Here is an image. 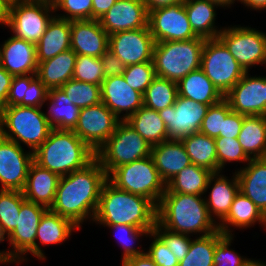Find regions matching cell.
<instances>
[{
	"label": "cell",
	"instance_id": "6da1fadb",
	"mask_svg": "<svg viewBox=\"0 0 266 266\" xmlns=\"http://www.w3.org/2000/svg\"><path fill=\"white\" fill-rule=\"evenodd\" d=\"M108 175L95 158L85 168L61 176L50 208L71 220L81 230L92 224L101 190Z\"/></svg>",
	"mask_w": 266,
	"mask_h": 266
},
{
	"label": "cell",
	"instance_id": "7a4b0ae2",
	"mask_svg": "<svg viewBox=\"0 0 266 266\" xmlns=\"http://www.w3.org/2000/svg\"><path fill=\"white\" fill-rule=\"evenodd\" d=\"M157 206L148 198L121 190L107 180L101 190L92 226L125 224L153 232Z\"/></svg>",
	"mask_w": 266,
	"mask_h": 266
},
{
	"label": "cell",
	"instance_id": "3957f363",
	"mask_svg": "<svg viewBox=\"0 0 266 266\" xmlns=\"http://www.w3.org/2000/svg\"><path fill=\"white\" fill-rule=\"evenodd\" d=\"M157 222L172 232L192 237L206 236L218 230L203 195L164 193L157 206Z\"/></svg>",
	"mask_w": 266,
	"mask_h": 266
},
{
	"label": "cell",
	"instance_id": "277c9868",
	"mask_svg": "<svg viewBox=\"0 0 266 266\" xmlns=\"http://www.w3.org/2000/svg\"><path fill=\"white\" fill-rule=\"evenodd\" d=\"M95 158L96 153L73 130L53 129L33 152L36 164L60 177L85 168Z\"/></svg>",
	"mask_w": 266,
	"mask_h": 266
},
{
	"label": "cell",
	"instance_id": "5b68a950",
	"mask_svg": "<svg viewBox=\"0 0 266 266\" xmlns=\"http://www.w3.org/2000/svg\"><path fill=\"white\" fill-rule=\"evenodd\" d=\"M52 130L42 107L13 105L0 111V135L32 152Z\"/></svg>",
	"mask_w": 266,
	"mask_h": 266
},
{
	"label": "cell",
	"instance_id": "8992f818",
	"mask_svg": "<svg viewBox=\"0 0 266 266\" xmlns=\"http://www.w3.org/2000/svg\"><path fill=\"white\" fill-rule=\"evenodd\" d=\"M205 41L196 37L184 41L155 42L152 61L156 76L178 82L199 69Z\"/></svg>",
	"mask_w": 266,
	"mask_h": 266
},
{
	"label": "cell",
	"instance_id": "52a82bcc",
	"mask_svg": "<svg viewBox=\"0 0 266 266\" xmlns=\"http://www.w3.org/2000/svg\"><path fill=\"white\" fill-rule=\"evenodd\" d=\"M46 210V207L28 200L21 204L17 226L8 235V247L5 245L4 249H0V265L21 266L29 263L30 257L35 258L37 229Z\"/></svg>",
	"mask_w": 266,
	"mask_h": 266
},
{
	"label": "cell",
	"instance_id": "ba28073f",
	"mask_svg": "<svg viewBox=\"0 0 266 266\" xmlns=\"http://www.w3.org/2000/svg\"><path fill=\"white\" fill-rule=\"evenodd\" d=\"M218 38L246 72L258 67L261 68L258 70L264 68L263 72H266V31L255 28L250 23H227Z\"/></svg>",
	"mask_w": 266,
	"mask_h": 266
},
{
	"label": "cell",
	"instance_id": "9c48e42d",
	"mask_svg": "<svg viewBox=\"0 0 266 266\" xmlns=\"http://www.w3.org/2000/svg\"><path fill=\"white\" fill-rule=\"evenodd\" d=\"M108 180L121 190L150 199L156 206L166 191L151 155L116 167Z\"/></svg>",
	"mask_w": 266,
	"mask_h": 266
},
{
	"label": "cell",
	"instance_id": "30bf717a",
	"mask_svg": "<svg viewBox=\"0 0 266 266\" xmlns=\"http://www.w3.org/2000/svg\"><path fill=\"white\" fill-rule=\"evenodd\" d=\"M152 146L126 121H120L114 133L96 152V159L109 175L116 167L151 155Z\"/></svg>",
	"mask_w": 266,
	"mask_h": 266
},
{
	"label": "cell",
	"instance_id": "8fae6325",
	"mask_svg": "<svg viewBox=\"0 0 266 266\" xmlns=\"http://www.w3.org/2000/svg\"><path fill=\"white\" fill-rule=\"evenodd\" d=\"M54 16V7L38 0H11L5 30L37 44Z\"/></svg>",
	"mask_w": 266,
	"mask_h": 266
},
{
	"label": "cell",
	"instance_id": "7c38bea8",
	"mask_svg": "<svg viewBox=\"0 0 266 266\" xmlns=\"http://www.w3.org/2000/svg\"><path fill=\"white\" fill-rule=\"evenodd\" d=\"M200 68L223 96L246 73L219 38L206 39Z\"/></svg>",
	"mask_w": 266,
	"mask_h": 266
},
{
	"label": "cell",
	"instance_id": "4fadbf2b",
	"mask_svg": "<svg viewBox=\"0 0 266 266\" xmlns=\"http://www.w3.org/2000/svg\"><path fill=\"white\" fill-rule=\"evenodd\" d=\"M210 106L178 95L174 105L158 111L167 127L168 139L182 140L199 132Z\"/></svg>",
	"mask_w": 266,
	"mask_h": 266
},
{
	"label": "cell",
	"instance_id": "5bb4252c",
	"mask_svg": "<svg viewBox=\"0 0 266 266\" xmlns=\"http://www.w3.org/2000/svg\"><path fill=\"white\" fill-rule=\"evenodd\" d=\"M148 26L155 42L184 41L198 37L191 28L183 2L150 10Z\"/></svg>",
	"mask_w": 266,
	"mask_h": 266
},
{
	"label": "cell",
	"instance_id": "9a60e30c",
	"mask_svg": "<svg viewBox=\"0 0 266 266\" xmlns=\"http://www.w3.org/2000/svg\"><path fill=\"white\" fill-rule=\"evenodd\" d=\"M253 71L246 72L224 99L231 110L239 114L266 116V75L262 71L258 72L259 75L255 74L257 71Z\"/></svg>",
	"mask_w": 266,
	"mask_h": 266
},
{
	"label": "cell",
	"instance_id": "2e32d148",
	"mask_svg": "<svg viewBox=\"0 0 266 266\" xmlns=\"http://www.w3.org/2000/svg\"><path fill=\"white\" fill-rule=\"evenodd\" d=\"M121 120L102 102L80 110L73 132L95 153L114 133Z\"/></svg>",
	"mask_w": 266,
	"mask_h": 266
},
{
	"label": "cell",
	"instance_id": "e0dca14e",
	"mask_svg": "<svg viewBox=\"0 0 266 266\" xmlns=\"http://www.w3.org/2000/svg\"><path fill=\"white\" fill-rule=\"evenodd\" d=\"M33 152L0 135V190L22 191Z\"/></svg>",
	"mask_w": 266,
	"mask_h": 266
},
{
	"label": "cell",
	"instance_id": "ac0fdd59",
	"mask_svg": "<svg viewBox=\"0 0 266 266\" xmlns=\"http://www.w3.org/2000/svg\"><path fill=\"white\" fill-rule=\"evenodd\" d=\"M154 45L155 41L150 33L149 26L109 35V50L125 66L153 62Z\"/></svg>",
	"mask_w": 266,
	"mask_h": 266
},
{
	"label": "cell",
	"instance_id": "d6986e66",
	"mask_svg": "<svg viewBox=\"0 0 266 266\" xmlns=\"http://www.w3.org/2000/svg\"><path fill=\"white\" fill-rule=\"evenodd\" d=\"M101 99L121 121H126L143 106V94L131 88L123 75L110 76L103 80Z\"/></svg>",
	"mask_w": 266,
	"mask_h": 266
},
{
	"label": "cell",
	"instance_id": "ffe728a7",
	"mask_svg": "<svg viewBox=\"0 0 266 266\" xmlns=\"http://www.w3.org/2000/svg\"><path fill=\"white\" fill-rule=\"evenodd\" d=\"M225 171L213 173L204 194L210 217L218 225L229 213L234 197L239 192V181L236 172L231 171L229 177Z\"/></svg>",
	"mask_w": 266,
	"mask_h": 266
},
{
	"label": "cell",
	"instance_id": "44dd1931",
	"mask_svg": "<svg viewBox=\"0 0 266 266\" xmlns=\"http://www.w3.org/2000/svg\"><path fill=\"white\" fill-rule=\"evenodd\" d=\"M148 17L149 11L143 0H117L98 20L108 35H112L145 28L148 26Z\"/></svg>",
	"mask_w": 266,
	"mask_h": 266
},
{
	"label": "cell",
	"instance_id": "7402d4cb",
	"mask_svg": "<svg viewBox=\"0 0 266 266\" xmlns=\"http://www.w3.org/2000/svg\"><path fill=\"white\" fill-rule=\"evenodd\" d=\"M78 231H81V229L71 220L61 217L58 213L47 209L41 217L37 229L35 241L36 260L45 263L48 260L45 249L54 245L62 246L66 241V243H68L74 233H77Z\"/></svg>",
	"mask_w": 266,
	"mask_h": 266
},
{
	"label": "cell",
	"instance_id": "603a6c76",
	"mask_svg": "<svg viewBox=\"0 0 266 266\" xmlns=\"http://www.w3.org/2000/svg\"><path fill=\"white\" fill-rule=\"evenodd\" d=\"M9 34L0 42V65L13 76L36 74V44Z\"/></svg>",
	"mask_w": 266,
	"mask_h": 266
},
{
	"label": "cell",
	"instance_id": "cb8c5ba5",
	"mask_svg": "<svg viewBox=\"0 0 266 266\" xmlns=\"http://www.w3.org/2000/svg\"><path fill=\"white\" fill-rule=\"evenodd\" d=\"M71 49L77 55L100 58L109 49V35L99 20L71 21Z\"/></svg>",
	"mask_w": 266,
	"mask_h": 266
},
{
	"label": "cell",
	"instance_id": "d4e9b609",
	"mask_svg": "<svg viewBox=\"0 0 266 266\" xmlns=\"http://www.w3.org/2000/svg\"><path fill=\"white\" fill-rule=\"evenodd\" d=\"M257 225L266 232V216L247 196L239 191L234 197L229 213L218 224V229L225 235H235L239 229L242 234V231L256 228Z\"/></svg>",
	"mask_w": 266,
	"mask_h": 266
},
{
	"label": "cell",
	"instance_id": "484cf974",
	"mask_svg": "<svg viewBox=\"0 0 266 266\" xmlns=\"http://www.w3.org/2000/svg\"><path fill=\"white\" fill-rule=\"evenodd\" d=\"M59 180V175L33 161L22 190L24 198L50 209L55 199Z\"/></svg>",
	"mask_w": 266,
	"mask_h": 266
},
{
	"label": "cell",
	"instance_id": "4316f807",
	"mask_svg": "<svg viewBox=\"0 0 266 266\" xmlns=\"http://www.w3.org/2000/svg\"><path fill=\"white\" fill-rule=\"evenodd\" d=\"M185 10L193 32L204 39L218 38L225 25L218 24V10H224L218 3L210 0H185Z\"/></svg>",
	"mask_w": 266,
	"mask_h": 266
},
{
	"label": "cell",
	"instance_id": "83f0119b",
	"mask_svg": "<svg viewBox=\"0 0 266 266\" xmlns=\"http://www.w3.org/2000/svg\"><path fill=\"white\" fill-rule=\"evenodd\" d=\"M151 157L166 184L183 168L192 164L181 140L168 139L152 146Z\"/></svg>",
	"mask_w": 266,
	"mask_h": 266
},
{
	"label": "cell",
	"instance_id": "f1b7e54d",
	"mask_svg": "<svg viewBox=\"0 0 266 266\" xmlns=\"http://www.w3.org/2000/svg\"><path fill=\"white\" fill-rule=\"evenodd\" d=\"M42 109L50 126L59 130H74L81 110L71 103L61 88L48 90Z\"/></svg>",
	"mask_w": 266,
	"mask_h": 266
},
{
	"label": "cell",
	"instance_id": "f546056e",
	"mask_svg": "<svg viewBox=\"0 0 266 266\" xmlns=\"http://www.w3.org/2000/svg\"><path fill=\"white\" fill-rule=\"evenodd\" d=\"M239 191L247 196L266 216V158L251 159L236 171Z\"/></svg>",
	"mask_w": 266,
	"mask_h": 266
},
{
	"label": "cell",
	"instance_id": "4dcf8cb0",
	"mask_svg": "<svg viewBox=\"0 0 266 266\" xmlns=\"http://www.w3.org/2000/svg\"><path fill=\"white\" fill-rule=\"evenodd\" d=\"M71 49V21L54 16L36 44L37 62L49 60Z\"/></svg>",
	"mask_w": 266,
	"mask_h": 266
},
{
	"label": "cell",
	"instance_id": "1f68e13d",
	"mask_svg": "<svg viewBox=\"0 0 266 266\" xmlns=\"http://www.w3.org/2000/svg\"><path fill=\"white\" fill-rule=\"evenodd\" d=\"M77 54L72 50H66L44 62H38L37 77L50 90L61 88L70 79H73Z\"/></svg>",
	"mask_w": 266,
	"mask_h": 266
},
{
	"label": "cell",
	"instance_id": "d6a6232c",
	"mask_svg": "<svg viewBox=\"0 0 266 266\" xmlns=\"http://www.w3.org/2000/svg\"><path fill=\"white\" fill-rule=\"evenodd\" d=\"M177 90L179 96L207 105L217 104L224 98L201 68L179 80Z\"/></svg>",
	"mask_w": 266,
	"mask_h": 266
},
{
	"label": "cell",
	"instance_id": "836d02e7",
	"mask_svg": "<svg viewBox=\"0 0 266 266\" xmlns=\"http://www.w3.org/2000/svg\"><path fill=\"white\" fill-rule=\"evenodd\" d=\"M250 159L266 158V116H245L237 137Z\"/></svg>",
	"mask_w": 266,
	"mask_h": 266
},
{
	"label": "cell",
	"instance_id": "e575fe53",
	"mask_svg": "<svg viewBox=\"0 0 266 266\" xmlns=\"http://www.w3.org/2000/svg\"><path fill=\"white\" fill-rule=\"evenodd\" d=\"M95 226L99 228L103 227L106 229V232L109 230V233L113 234L115 244L121 249L120 262L145 253L146 248L144 243H146L145 241H147V237L151 233L149 230L125 224Z\"/></svg>",
	"mask_w": 266,
	"mask_h": 266
},
{
	"label": "cell",
	"instance_id": "d590c367",
	"mask_svg": "<svg viewBox=\"0 0 266 266\" xmlns=\"http://www.w3.org/2000/svg\"><path fill=\"white\" fill-rule=\"evenodd\" d=\"M126 122L151 146L168 140L167 127L156 110L143 105Z\"/></svg>",
	"mask_w": 266,
	"mask_h": 266
},
{
	"label": "cell",
	"instance_id": "8d00e7d4",
	"mask_svg": "<svg viewBox=\"0 0 266 266\" xmlns=\"http://www.w3.org/2000/svg\"><path fill=\"white\" fill-rule=\"evenodd\" d=\"M181 142L192 164L206 168L213 173L219 172L214 138L197 132L183 138Z\"/></svg>",
	"mask_w": 266,
	"mask_h": 266
},
{
	"label": "cell",
	"instance_id": "74e56055",
	"mask_svg": "<svg viewBox=\"0 0 266 266\" xmlns=\"http://www.w3.org/2000/svg\"><path fill=\"white\" fill-rule=\"evenodd\" d=\"M210 170L191 164L183 168L172 180L166 184L165 193H183L203 195L210 176Z\"/></svg>",
	"mask_w": 266,
	"mask_h": 266
},
{
	"label": "cell",
	"instance_id": "f35d334b",
	"mask_svg": "<svg viewBox=\"0 0 266 266\" xmlns=\"http://www.w3.org/2000/svg\"><path fill=\"white\" fill-rule=\"evenodd\" d=\"M177 82L156 76L143 94V105L159 111L175 104Z\"/></svg>",
	"mask_w": 266,
	"mask_h": 266
},
{
	"label": "cell",
	"instance_id": "ab89813d",
	"mask_svg": "<svg viewBox=\"0 0 266 266\" xmlns=\"http://www.w3.org/2000/svg\"><path fill=\"white\" fill-rule=\"evenodd\" d=\"M218 243V230L206 236L192 237L187 255L178 266H214L213 256Z\"/></svg>",
	"mask_w": 266,
	"mask_h": 266
},
{
	"label": "cell",
	"instance_id": "60d3db41",
	"mask_svg": "<svg viewBox=\"0 0 266 266\" xmlns=\"http://www.w3.org/2000/svg\"><path fill=\"white\" fill-rule=\"evenodd\" d=\"M214 140L216 146L219 172H226L227 169H229V166L230 168H232L231 166H233L234 164V166L236 167H234L232 171L236 172L239 169L244 168L251 160L244 152L237 138L232 139L229 137H216L214 138ZM238 164L240 168L237 167Z\"/></svg>",
	"mask_w": 266,
	"mask_h": 266
},
{
	"label": "cell",
	"instance_id": "b9f144b4",
	"mask_svg": "<svg viewBox=\"0 0 266 266\" xmlns=\"http://www.w3.org/2000/svg\"><path fill=\"white\" fill-rule=\"evenodd\" d=\"M61 89L71 103L80 109L102 102L100 85L70 79Z\"/></svg>",
	"mask_w": 266,
	"mask_h": 266
},
{
	"label": "cell",
	"instance_id": "7bdbcfd3",
	"mask_svg": "<svg viewBox=\"0 0 266 266\" xmlns=\"http://www.w3.org/2000/svg\"><path fill=\"white\" fill-rule=\"evenodd\" d=\"M25 200L22 191L0 190V223L7 235L16 228L20 207Z\"/></svg>",
	"mask_w": 266,
	"mask_h": 266
},
{
	"label": "cell",
	"instance_id": "ee69618b",
	"mask_svg": "<svg viewBox=\"0 0 266 266\" xmlns=\"http://www.w3.org/2000/svg\"><path fill=\"white\" fill-rule=\"evenodd\" d=\"M236 237L237 235H225L218 229V243L213 256L214 266H246L252 259L232 248Z\"/></svg>",
	"mask_w": 266,
	"mask_h": 266
},
{
	"label": "cell",
	"instance_id": "f6af8a7d",
	"mask_svg": "<svg viewBox=\"0 0 266 266\" xmlns=\"http://www.w3.org/2000/svg\"><path fill=\"white\" fill-rule=\"evenodd\" d=\"M73 79L101 86L105 76L100 58L77 55Z\"/></svg>",
	"mask_w": 266,
	"mask_h": 266
},
{
	"label": "cell",
	"instance_id": "bcb514c9",
	"mask_svg": "<svg viewBox=\"0 0 266 266\" xmlns=\"http://www.w3.org/2000/svg\"><path fill=\"white\" fill-rule=\"evenodd\" d=\"M122 75L131 88L142 94L156 77L153 62L126 66Z\"/></svg>",
	"mask_w": 266,
	"mask_h": 266
},
{
	"label": "cell",
	"instance_id": "7dc6e473",
	"mask_svg": "<svg viewBox=\"0 0 266 266\" xmlns=\"http://www.w3.org/2000/svg\"><path fill=\"white\" fill-rule=\"evenodd\" d=\"M230 111V105L224 98L219 103L211 105L202 121L199 132L212 138L220 137L223 121Z\"/></svg>",
	"mask_w": 266,
	"mask_h": 266
},
{
	"label": "cell",
	"instance_id": "c3c4849f",
	"mask_svg": "<svg viewBox=\"0 0 266 266\" xmlns=\"http://www.w3.org/2000/svg\"><path fill=\"white\" fill-rule=\"evenodd\" d=\"M92 4V0H61L54 7L55 16L68 21L92 19Z\"/></svg>",
	"mask_w": 266,
	"mask_h": 266
},
{
	"label": "cell",
	"instance_id": "681fc988",
	"mask_svg": "<svg viewBox=\"0 0 266 266\" xmlns=\"http://www.w3.org/2000/svg\"><path fill=\"white\" fill-rule=\"evenodd\" d=\"M153 232L169 247L179 261L187 255L192 236L172 232L163 228L158 222L155 224Z\"/></svg>",
	"mask_w": 266,
	"mask_h": 266
},
{
	"label": "cell",
	"instance_id": "f907efd6",
	"mask_svg": "<svg viewBox=\"0 0 266 266\" xmlns=\"http://www.w3.org/2000/svg\"><path fill=\"white\" fill-rule=\"evenodd\" d=\"M147 239L145 252L157 266H178L179 260L154 232Z\"/></svg>",
	"mask_w": 266,
	"mask_h": 266
},
{
	"label": "cell",
	"instance_id": "816d5d0a",
	"mask_svg": "<svg viewBox=\"0 0 266 266\" xmlns=\"http://www.w3.org/2000/svg\"><path fill=\"white\" fill-rule=\"evenodd\" d=\"M36 76V74L14 76L7 97V106L18 105L23 100L29 89L30 82Z\"/></svg>",
	"mask_w": 266,
	"mask_h": 266
},
{
	"label": "cell",
	"instance_id": "f5cc1de1",
	"mask_svg": "<svg viewBox=\"0 0 266 266\" xmlns=\"http://www.w3.org/2000/svg\"><path fill=\"white\" fill-rule=\"evenodd\" d=\"M48 89L36 76L31 82L26 96L18 104L21 106L42 107L47 96Z\"/></svg>",
	"mask_w": 266,
	"mask_h": 266
},
{
	"label": "cell",
	"instance_id": "db71d44e",
	"mask_svg": "<svg viewBox=\"0 0 266 266\" xmlns=\"http://www.w3.org/2000/svg\"><path fill=\"white\" fill-rule=\"evenodd\" d=\"M105 78L121 76L125 71L124 63L109 49L100 57Z\"/></svg>",
	"mask_w": 266,
	"mask_h": 266
},
{
	"label": "cell",
	"instance_id": "11a10c76",
	"mask_svg": "<svg viewBox=\"0 0 266 266\" xmlns=\"http://www.w3.org/2000/svg\"><path fill=\"white\" fill-rule=\"evenodd\" d=\"M243 120L244 115L231 110L223 121L220 137L237 138L241 131Z\"/></svg>",
	"mask_w": 266,
	"mask_h": 266
},
{
	"label": "cell",
	"instance_id": "9f6ffc18",
	"mask_svg": "<svg viewBox=\"0 0 266 266\" xmlns=\"http://www.w3.org/2000/svg\"><path fill=\"white\" fill-rule=\"evenodd\" d=\"M14 76L0 65V111L7 106V97Z\"/></svg>",
	"mask_w": 266,
	"mask_h": 266
},
{
	"label": "cell",
	"instance_id": "6f0895ef",
	"mask_svg": "<svg viewBox=\"0 0 266 266\" xmlns=\"http://www.w3.org/2000/svg\"><path fill=\"white\" fill-rule=\"evenodd\" d=\"M117 0H92V19H100Z\"/></svg>",
	"mask_w": 266,
	"mask_h": 266
},
{
	"label": "cell",
	"instance_id": "680465c9",
	"mask_svg": "<svg viewBox=\"0 0 266 266\" xmlns=\"http://www.w3.org/2000/svg\"><path fill=\"white\" fill-rule=\"evenodd\" d=\"M119 264L120 266H157L146 252L138 256L127 258Z\"/></svg>",
	"mask_w": 266,
	"mask_h": 266
},
{
	"label": "cell",
	"instance_id": "91938a15",
	"mask_svg": "<svg viewBox=\"0 0 266 266\" xmlns=\"http://www.w3.org/2000/svg\"><path fill=\"white\" fill-rule=\"evenodd\" d=\"M237 3H240L241 6L243 5V9L246 8V11H255L259 14L262 11L266 13V0H238Z\"/></svg>",
	"mask_w": 266,
	"mask_h": 266
},
{
	"label": "cell",
	"instance_id": "94428289",
	"mask_svg": "<svg viewBox=\"0 0 266 266\" xmlns=\"http://www.w3.org/2000/svg\"><path fill=\"white\" fill-rule=\"evenodd\" d=\"M184 1L185 0H143L148 11H150L152 9L159 8V7H165L168 5L179 4V3L184 2Z\"/></svg>",
	"mask_w": 266,
	"mask_h": 266
},
{
	"label": "cell",
	"instance_id": "6125c7cd",
	"mask_svg": "<svg viewBox=\"0 0 266 266\" xmlns=\"http://www.w3.org/2000/svg\"><path fill=\"white\" fill-rule=\"evenodd\" d=\"M11 0H0V28L3 31L8 22L9 4Z\"/></svg>",
	"mask_w": 266,
	"mask_h": 266
},
{
	"label": "cell",
	"instance_id": "be15d7a7",
	"mask_svg": "<svg viewBox=\"0 0 266 266\" xmlns=\"http://www.w3.org/2000/svg\"><path fill=\"white\" fill-rule=\"evenodd\" d=\"M210 1H213V2H216V3H218L221 7H223L224 9H226V10H232V8H233V10H234V7L236 6V5H238L237 4V1L238 0H210ZM235 5V6H234Z\"/></svg>",
	"mask_w": 266,
	"mask_h": 266
},
{
	"label": "cell",
	"instance_id": "e7e4bbea",
	"mask_svg": "<svg viewBox=\"0 0 266 266\" xmlns=\"http://www.w3.org/2000/svg\"><path fill=\"white\" fill-rule=\"evenodd\" d=\"M265 258L263 257V260L261 258L257 259L256 258H252L246 266H266V260Z\"/></svg>",
	"mask_w": 266,
	"mask_h": 266
},
{
	"label": "cell",
	"instance_id": "03108f58",
	"mask_svg": "<svg viewBox=\"0 0 266 266\" xmlns=\"http://www.w3.org/2000/svg\"><path fill=\"white\" fill-rule=\"evenodd\" d=\"M5 241L8 244L9 238L7 233L4 231L2 224L0 223V244H3Z\"/></svg>",
	"mask_w": 266,
	"mask_h": 266
},
{
	"label": "cell",
	"instance_id": "003e7915",
	"mask_svg": "<svg viewBox=\"0 0 266 266\" xmlns=\"http://www.w3.org/2000/svg\"><path fill=\"white\" fill-rule=\"evenodd\" d=\"M40 2H43L44 4L50 5L55 7L61 0H38Z\"/></svg>",
	"mask_w": 266,
	"mask_h": 266
}]
</instances>
